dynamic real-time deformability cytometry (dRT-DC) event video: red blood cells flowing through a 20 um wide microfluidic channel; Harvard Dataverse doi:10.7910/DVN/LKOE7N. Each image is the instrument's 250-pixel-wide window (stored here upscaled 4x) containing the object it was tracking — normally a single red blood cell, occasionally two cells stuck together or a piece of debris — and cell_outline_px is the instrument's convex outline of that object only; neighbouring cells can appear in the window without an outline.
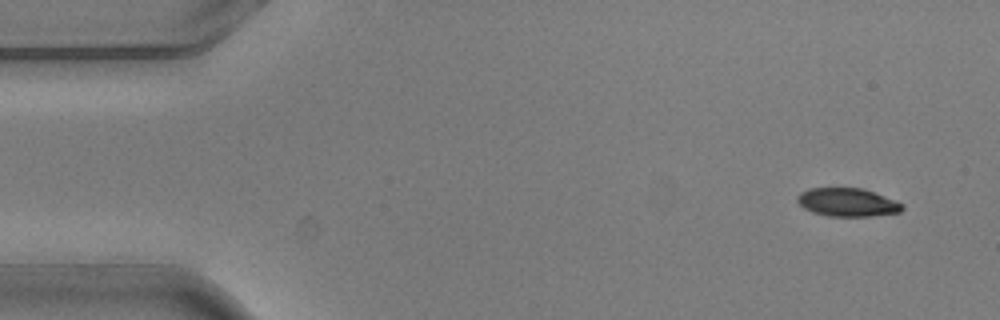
{"species": "common noctule bat (a hibernating species)", "species_latin": "Nyctalus noctula", "temperature_condition": "warm", "stored_images_in_passage": 8, "camera_frame_rate_fps": 3000, "um_per_image_px": 0.085, "animal": {"sex": "male", "body_mass_g": 20.5, "forearm_length_mm": 52.5}, "frame": {"image": 1, "passage_image": 1, "time_ms": 0.0, "image_size_px": [1000, 320], "cell_outline_px": [[904, 208], [900, 212], [872, 216], [828, 216], [812, 212], [804, 208], [796, 200], [796, 196], [800, 192], [808, 188], [864, 188], [896, 200], [904, 204]], "centroid_in_image_um": [72.04, 17.19], "position_along_channel_um": 13.0, "area_um2": 17.51}}
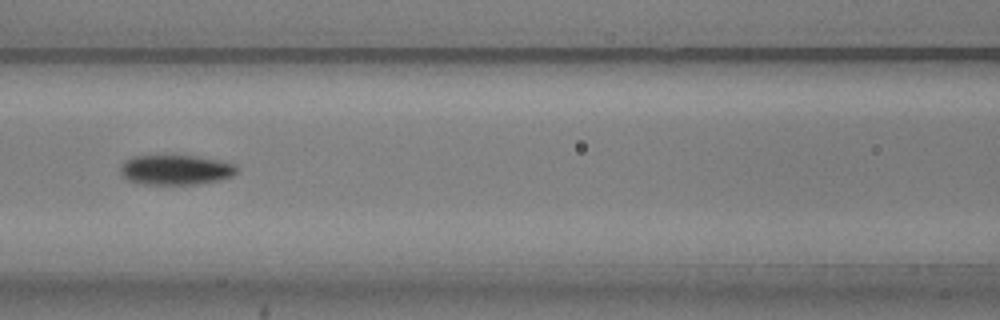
{"frame": {"image": 2, "passage_image": 6, "time_ms": 1.667, "image_size_px": [1000, 320], "cell_outline_px": [[236, 172], [232, 176], [216, 180], [196, 184], [144, 184], [128, 180], [120, 172], [120, 168], [124, 160], [132, 156], [196, 156], [236, 164]], "centroid_in_image_um": [14.9, 14.43], "position_along_channel_um": 151.7, "area_um2": 20.0}}
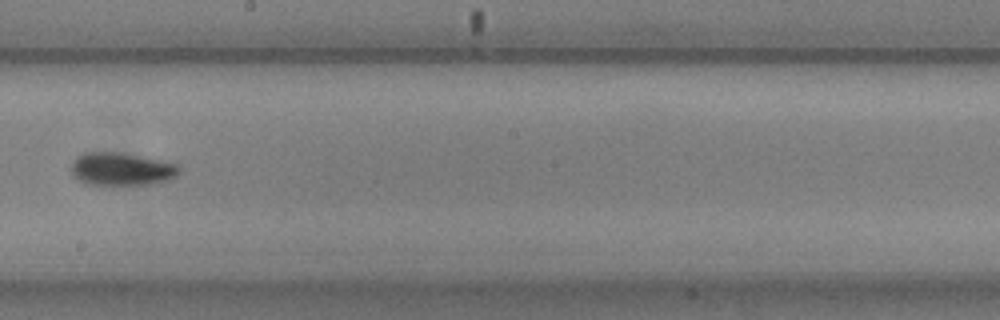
{"frame": {"image": 3, "passage_image": 8, "time_ms": 2.333, "image_size_px": [1000, 320], "cell_outline_px": [[180, 172], [176, 176], [168, 180], [152, 184], [104, 188], [84, 184], [72, 176], [72, 160], [76, 156], [84, 152], [120, 152], [176, 164], [180, 168]], "centroid_in_image_um": [10.25, 14.43], "position_along_channel_um": 238.0, "area_um2": 21.62}}